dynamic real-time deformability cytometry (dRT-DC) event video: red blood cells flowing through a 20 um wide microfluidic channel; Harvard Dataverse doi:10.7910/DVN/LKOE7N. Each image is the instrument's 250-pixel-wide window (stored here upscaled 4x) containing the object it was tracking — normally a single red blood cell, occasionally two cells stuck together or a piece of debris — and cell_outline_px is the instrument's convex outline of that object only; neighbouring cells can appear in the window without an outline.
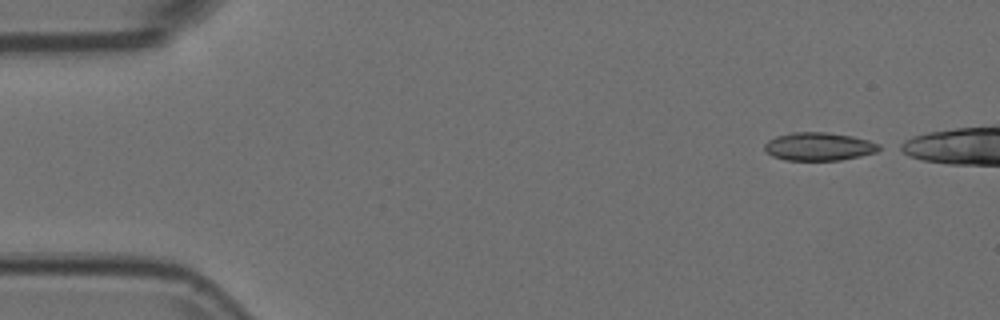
{"species": "Egyptian fruit bat (a non-hibernating species)", "species_latin": "Rousettus aegyptiacus", "temperature_condition": "room temperature", "stored_images_in_passage": 13, "camera_frame_rate_fps": 3000, "um_per_image_px": 0.085, "animal": {"sex": "female"}, "frame": {"image": 1, "passage_image": 1, "time_ms": 0.0, "image_size_px": [1000, 320], "cell_outline_px": [[884, 148], [876, 152], [860, 156], [840, 160], [784, 160], [772, 156], [764, 152], [764, 144], [768, 140], [776, 136], [792, 132], [828, 132], [852, 136], [868, 140], [880, 144]], "centroid_in_image_um": [69.6, 12.45], "position_along_channel_um": 15.4, "area_um2": 19.02}}